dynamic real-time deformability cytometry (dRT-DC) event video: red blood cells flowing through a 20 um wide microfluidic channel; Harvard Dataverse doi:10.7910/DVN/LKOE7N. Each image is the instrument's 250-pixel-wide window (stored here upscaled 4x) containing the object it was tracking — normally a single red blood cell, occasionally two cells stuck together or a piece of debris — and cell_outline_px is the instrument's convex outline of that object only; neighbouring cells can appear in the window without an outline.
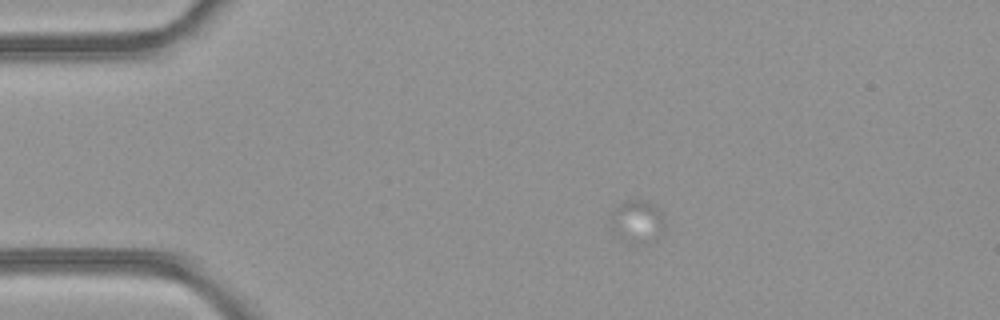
{"species": "common noctule bat (a hibernating species)", "species_latin": "Nyctalus noctula", "temperature_condition": "room temperature", "stored_images_in_passage": 17, "camera_frame_rate_fps": 3000, "um_per_image_px": 0.085, "animal": {"sex": "female", "body_mass_g": 21.9}, "frame": {"image": 1, "passage_image": 1, "time_ms": 0.0, "image_size_px": [1000, 320], "cell_outline_px": [[664, 224], [656, 240], [648, 244], [636, 244], [616, 240], [612, 232], [612, 212], [620, 204], [628, 200], [640, 200], [656, 208], [660, 212], [664, 220]], "centroid_in_image_um": [54.11, 18.92], "position_along_channel_um": 30.9, "area_um2": 13.41}}